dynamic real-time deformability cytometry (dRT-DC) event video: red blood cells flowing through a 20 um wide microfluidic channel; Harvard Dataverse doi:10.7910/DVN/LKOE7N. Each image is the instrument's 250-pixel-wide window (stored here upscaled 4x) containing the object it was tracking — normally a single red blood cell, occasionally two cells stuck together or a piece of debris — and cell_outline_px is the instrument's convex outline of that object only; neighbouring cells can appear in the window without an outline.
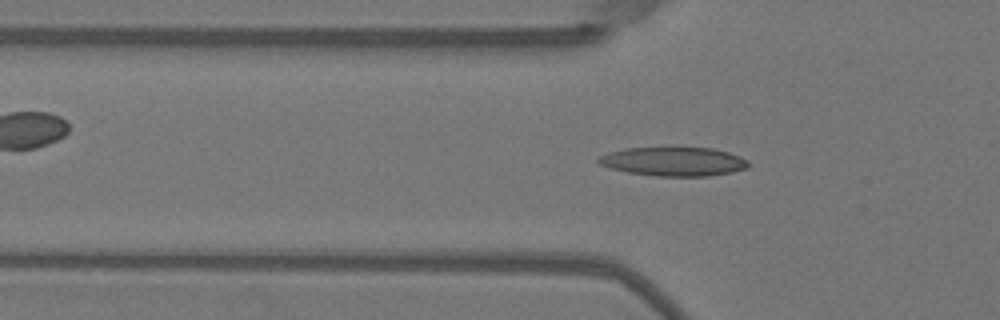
{"species": "Egyptian fruit bat (a non-hibernating species)", "species_latin": "Rousettus aegyptiacus", "temperature_condition": "warm", "stored_images_in_passage": 42, "camera_frame_rate_fps": 3000, "um_per_image_px": 0.085, "animal": {"sex": "female"}, "frame": {"image": 1, "passage_image": 9, "time_ms": 2.667, "image_size_px": [1000, 320], "cell_outline_px": [[748, 168], [732, 172], [708, 176], [660, 176], [628, 172], [612, 168], [600, 164], [596, 160], [600, 156], [608, 152], [624, 148], [664, 144], [712, 148], [728, 152], [740, 156], [748, 160]], "centroid_in_image_um": [57.25, 13.67], "position_along_channel_um": 68.6, "area_um2": 26.36}}
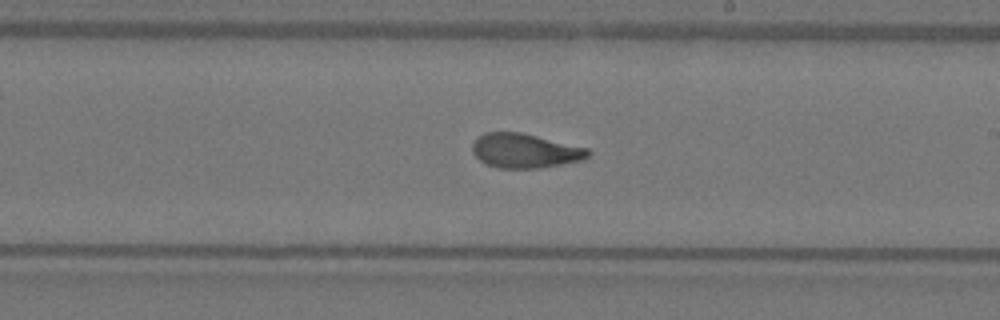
{"frame": {"image": 2, "passage_image": 22, "time_ms": 7.0, "image_size_px": [1000, 320], "cell_outline_px": [[592, 152], [584, 160], [540, 168], [496, 168], [480, 160], [472, 152], [472, 144], [484, 132], [520, 132], [588, 148]], "centroid_in_image_um": [44.64, 12.82], "position_along_channel_um": 244.4, "area_um2": 23.12}}
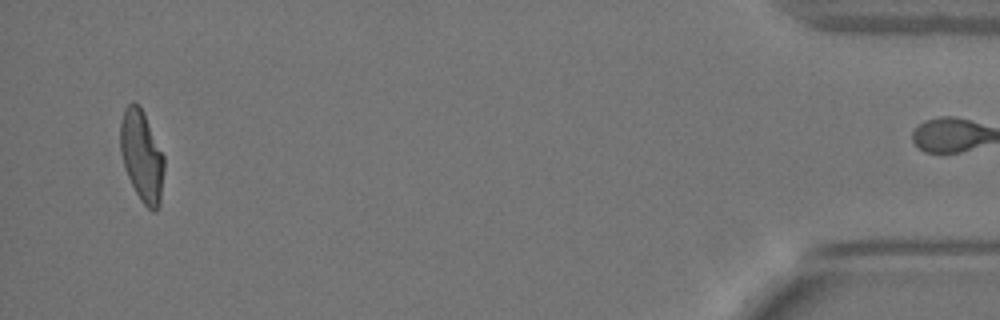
{"frame": {"image": 3, "passage_image": 41, "time_ms": 13.333, "image_size_px": [1000, 320], "cell_outline_px": [[164, 172], [160, 204], [156, 212], [152, 212], [140, 200], [128, 176], [120, 152], [120, 124], [124, 108], [132, 100], [140, 104], [144, 112], [164, 156]], "centroid_in_image_um": [12.06, 13.23], "position_along_channel_um": 423.1, "area_um2": 23.47}, "authors_computed_cell_mechanics": {"area_um2": 23.409, "velocity_mm_per_s": 4.0518, "shape_relaxation_time_tau1_ms": 6.5967, "shape_relaxation_time_tau2_ms": 1.4923, "deformation_change_tau1": 0.2236, "deformation_change_tau2": 0.0852}}